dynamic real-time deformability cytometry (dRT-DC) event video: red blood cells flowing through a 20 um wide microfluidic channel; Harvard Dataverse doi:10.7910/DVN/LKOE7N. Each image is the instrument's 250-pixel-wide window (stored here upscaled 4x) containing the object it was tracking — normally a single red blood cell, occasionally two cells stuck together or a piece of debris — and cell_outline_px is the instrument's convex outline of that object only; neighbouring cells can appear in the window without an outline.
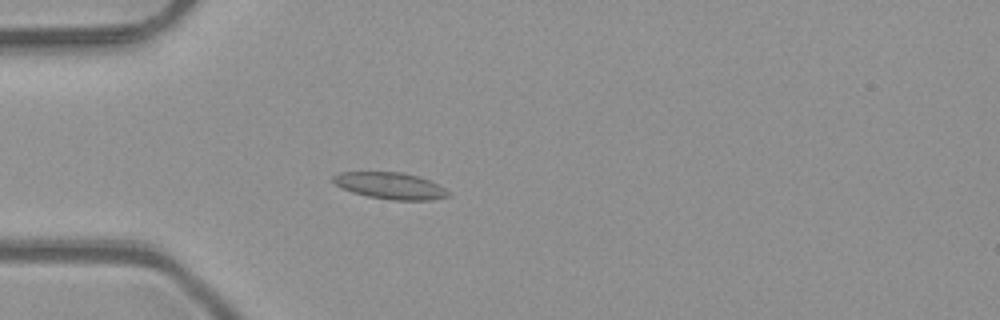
{"species": "common noctule bat (a hibernating species)", "species_latin": "Nyctalus noctula", "temperature_condition": "room temperature", "stored_images_in_passage": 46, "camera_frame_rate_fps": 3000, "um_per_image_px": 0.085, "animal": {"sex": "male", "body_mass_g": 23.1, "forearm_length_mm": 52.7}, "frame": {"image": 1, "passage_image": 10, "time_ms": 3.0, "image_size_px": [1000, 320], "cell_outline_px": [[452, 196], [428, 200], [392, 200], [368, 196], [352, 192], [336, 184], [332, 180], [332, 176], [340, 172], [400, 172], [416, 176], [428, 180], [452, 192]], "centroid_in_image_um": [33.2, 15.79], "position_along_channel_um": 51.8, "area_um2": 17.69}}
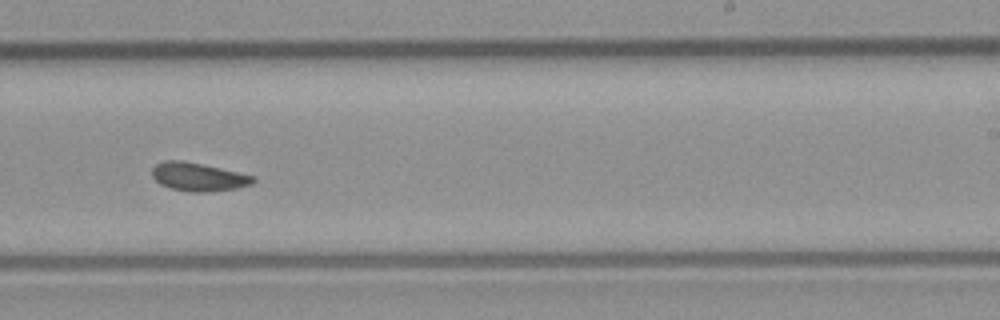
{"frame": {"image": 2, "passage_image": 27, "time_ms": 8.667, "image_size_px": [1000, 320], "cell_outline_px": [[256, 180], [252, 184], [236, 188], [212, 192], [192, 192], [172, 188], [160, 184], [152, 176], [152, 168], [156, 164], [164, 160], [180, 160], [220, 168], [256, 176]], "centroid_in_image_um": [16.87, 15.04], "position_along_channel_um": 272.1, "area_um2": 16.65}}
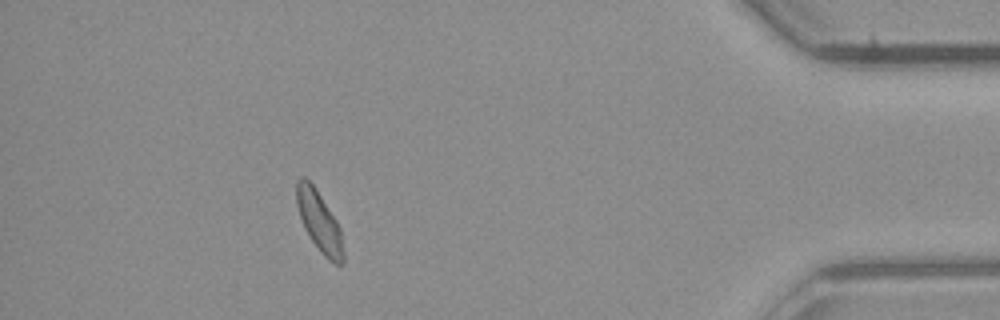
{"frame": {"image": 3, "passage_image": 41, "time_ms": 13.333, "image_size_px": [1000, 320], "cell_outline_px": [[344, 264], [336, 264], [328, 260], [320, 252], [304, 228], [296, 204], [296, 180], [300, 176], [304, 176], [316, 188], [336, 220], [340, 228], [344, 252]], "centroid_in_image_um": [27.13, 18.82], "position_along_channel_um": 408.1, "area_um2": 16.53}, "authors_computed_cell_mechanics": {"area_um2": 16.5308, "velocity_mm_per_s": 4.0711, "shape_relaxation_time_tau1_ms": 8.1401, "shape_relaxation_time_tau2_ms": 2.8121, "deformation_change_tau1": 0.1231, "deformation_change_tau2": 0.0457}}